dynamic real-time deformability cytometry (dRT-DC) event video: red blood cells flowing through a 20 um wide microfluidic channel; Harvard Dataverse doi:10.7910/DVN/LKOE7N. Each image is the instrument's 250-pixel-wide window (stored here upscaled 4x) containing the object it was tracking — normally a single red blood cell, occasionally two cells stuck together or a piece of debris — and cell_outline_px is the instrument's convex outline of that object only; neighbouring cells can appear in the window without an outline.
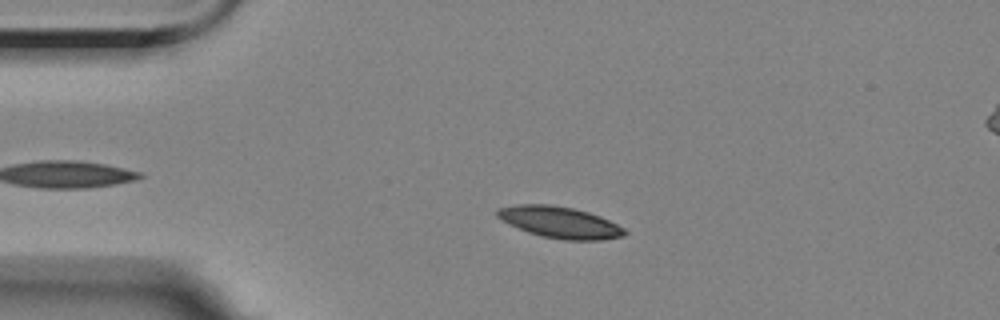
{"species": "Egyptian fruit bat (a non-hibernating species)", "species_latin": "Rousettus aegyptiacus", "temperature_condition": "room temperature", "stored_images_in_passage": 5, "segment_of_instrument_passage": [1, 2], "camera_frame_rate_fps": 3000, "um_per_image_px": 0.085, "animal": {"sex": "female"}, "frame": {"image": 1, "passage_image": 3, "time_ms": 3.0, "image_size_px": [1000, 320], "cell_outline_px": [[628, 232], [624, 236], [600, 240], [564, 240], [540, 236], [528, 232], [496, 216], [496, 208], [516, 204], [548, 204], [572, 208], [588, 212], [600, 216], [624, 228]], "centroid_in_image_um": [47.59, 18.89], "position_along_channel_um": 37.4, "area_um2": 23.18}}